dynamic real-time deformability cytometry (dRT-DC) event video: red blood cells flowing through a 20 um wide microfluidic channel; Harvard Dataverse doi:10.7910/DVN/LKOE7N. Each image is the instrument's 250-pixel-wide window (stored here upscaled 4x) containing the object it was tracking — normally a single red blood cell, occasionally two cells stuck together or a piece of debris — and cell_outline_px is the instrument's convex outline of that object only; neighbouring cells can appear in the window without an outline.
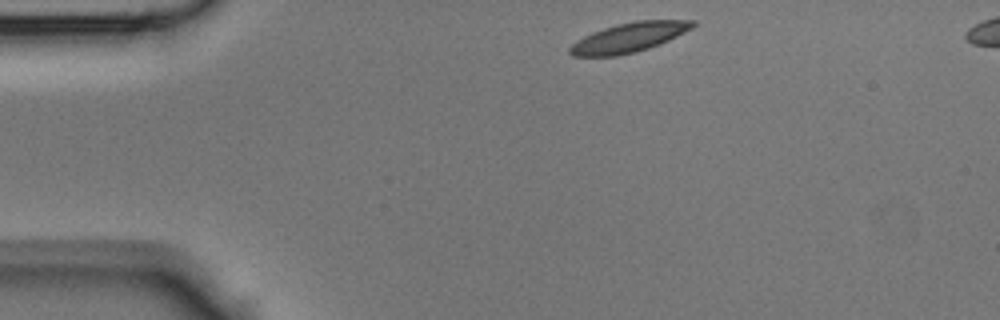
{"species": "Egyptian fruit bat (a non-hibernating species)", "species_latin": "Rousettus aegyptiacus", "temperature_condition": "room temperature", "stored_images_in_passage": 38, "camera_frame_rate_fps": 3000, "um_per_image_px": 0.085, "animal": {"sex": "male"}, "frame": {"image": 1, "passage_image": 1, "time_ms": 0.0, "image_size_px": [1000, 320], "cell_outline_px": [[696, 24], [692, 28], [668, 40], [648, 48], [636, 52], [616, 56], [572, 56], [568, 52], [568, 48], [576, 40], [592, 32], [616, 24], [636, 20], [696, 20]], "centroid_in_image_um": [53.43, 3.18], "position_along_channel_um": 31.6, "area_um2": 21.1}}
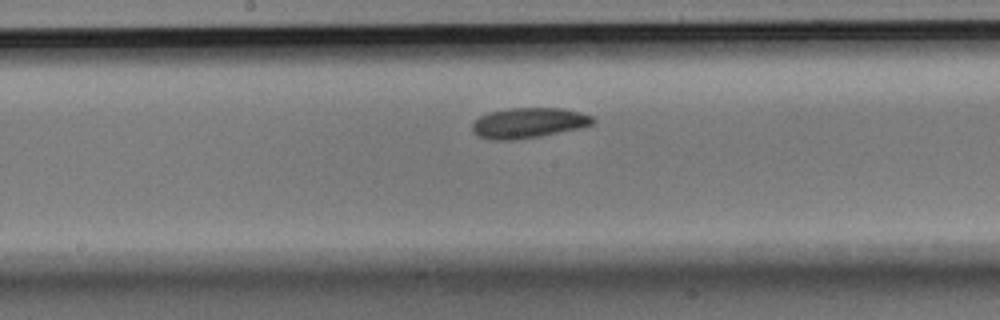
{"frame": {"image": 2, "passage_image": 16, "time_ms": 5.0, "image_size_px": [1000, 320], "cell_outline_px": [[596, 120], [592, 124], [580, 128], [540, 136], [516, 140], [488, 140], [476, 136], [472, 132], [472, 124], [480, 116], [488, 112], [508, 108], [560, 108], [580, 112], [592, 116]], "centroid_in_image_um": [44.88, 10.45], "position_along_channel_um": 203.3, "area_um2": 21.5}}
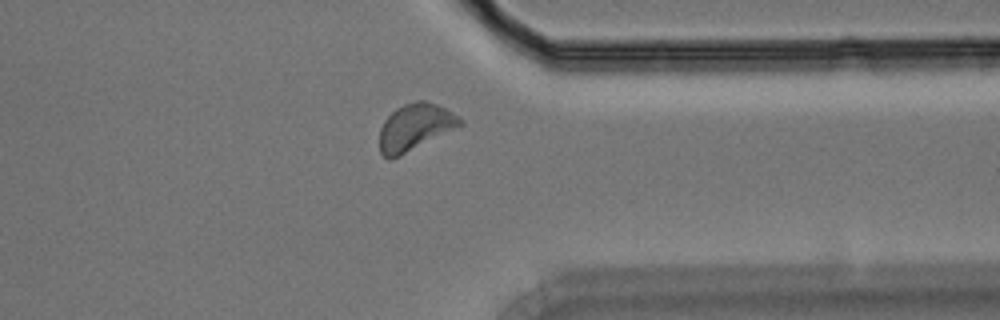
{"frame": {"image": 3, "passage_image": 28, "time_ms": 9.0, "image_size_px": [1000, 320], "cell_outline_px": [[464, 124], [392, 160], [388, 160], [380, 152], [380, 128], [384, 120], [396, 108], [404, 104], [416, 100], [424, 100], [436, 104], [460, 116], [464, 120]], "centroid_in_image_um": [35.28, 10.81], "position_along_channel_um": 376.1, "area_um2": 21.96}}